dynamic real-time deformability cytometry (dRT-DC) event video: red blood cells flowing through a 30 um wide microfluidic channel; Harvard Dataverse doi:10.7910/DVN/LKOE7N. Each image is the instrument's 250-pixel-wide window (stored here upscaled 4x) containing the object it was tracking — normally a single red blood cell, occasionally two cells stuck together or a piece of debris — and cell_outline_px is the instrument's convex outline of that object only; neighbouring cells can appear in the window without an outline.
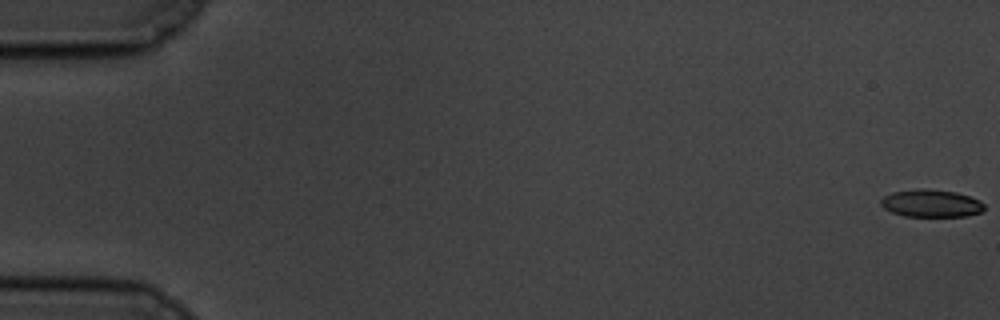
{"species": "common noctule bat (a hibernating species)", "species_latin": "Nyctalus noctula", "temperature_condition": "cold", "stored_images_in_passage": 59, "camera_frame_rate_fps": 3000, "um_per_image_px": 0.085, "animal": {"sex": "male", "body_mass_g": 19.5, "forearm_length_mm": 54.6}, "frame": {"image": 1, "passage_image": 1, "time_ms": 0.0, "image_size_px": [1000, 320], "cell_outline_px": [[984, 208], [980, 212], [968, 216], [904, 216], [892, 212], [884, 208], [880, 204], [880, 200], [884, 196], [892, 192], [924, 188], [956, 192], [980, 200], [984, 204]], "centroid_in_image_um": [79.14, 17.28], "position_along_channel_um": 5.9, "area_um2": 16.53}}
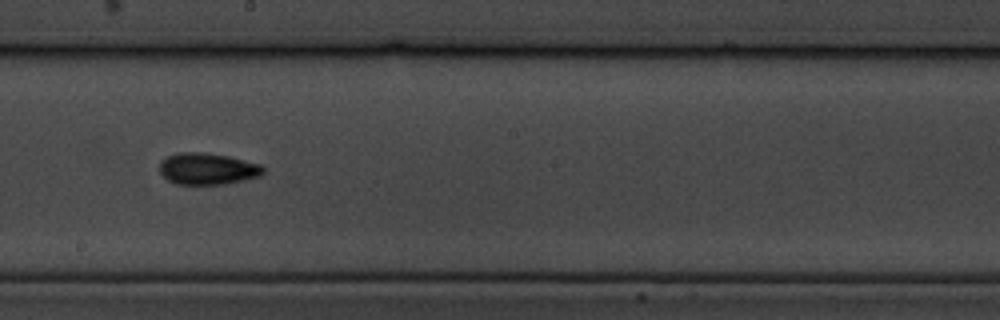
{"frame": {"image": 2, "passage_image": 34, "time_ms": 11.0, "image_size_px": [1000, 320], "cell_outline_px": [[264, 172], [260, 176], [244, 180], [224, 184], [176, 184], [168, 180], [160, 172], [160, 160], [176, 152], [204, 152], [228, 156], [260, 164], [264, 168]], "centroid_in_image_um": [17.63, 14.34], "position_along_channel_um": 230.6, "area_um2": 19.13}}
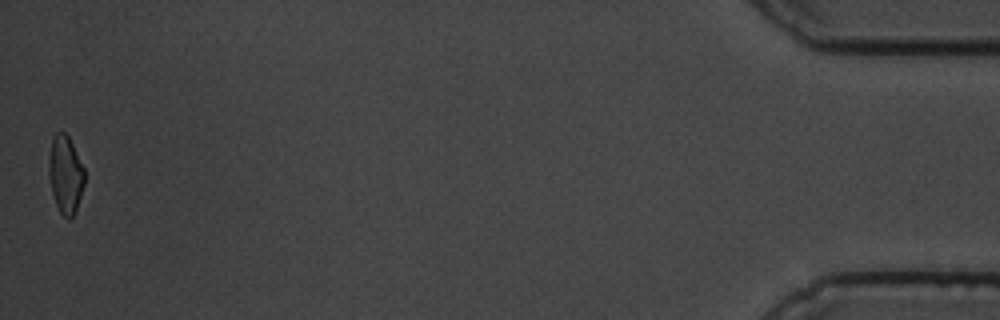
{"frame": {"image": 3, "passage_image": 59, "time_ms": 19.333, "image_size_px": [1000, 320], "cell_outline_px": [[84, 184], [76, 212], [68, 220], [60, 212], [56, 204], [52, 192], [48, 172], [48, 164], [52, 136], [56, 132], [64, 132], [68, 136], [84, 168]], "centroid_in_image_um": [5.56, 14.83], "position_along_channel_um": 429.6, "area_um2": 16.13}, "authors_computed_cell_mechanics": {"area_um2": 17.5134, "velocity_mm_per_s": 3.4666, "shape_relaxation_time_tau1_ms": 4.165, "shape_relaxation_time_tau2_ms": 4.4392, "deformation_change_tau1": 0.1329, "deformation_change_tau2": 0.1203}}